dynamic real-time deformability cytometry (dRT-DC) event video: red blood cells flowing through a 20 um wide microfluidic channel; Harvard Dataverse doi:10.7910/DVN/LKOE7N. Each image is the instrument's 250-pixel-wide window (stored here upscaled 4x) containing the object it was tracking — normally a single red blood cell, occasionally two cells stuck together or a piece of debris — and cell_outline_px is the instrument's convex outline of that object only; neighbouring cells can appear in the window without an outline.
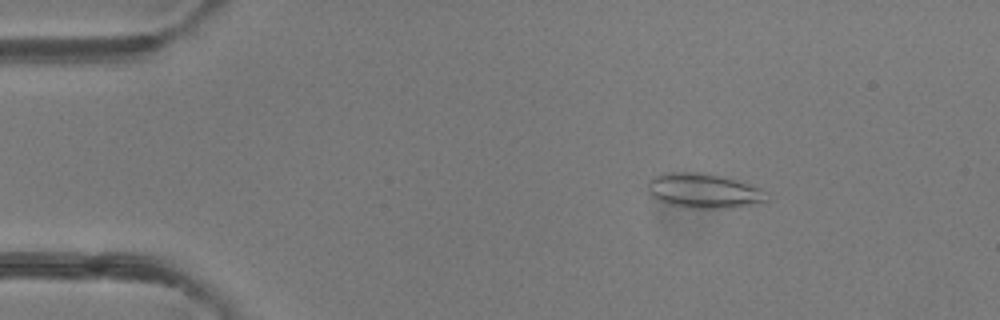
{"species": "common noctule bat (a hibernating species)", "species_latin": "Nyctalus noctula", "temperature_condition": "room temperature", "stored_images_in_passage": 49, "camera_frame_rate_fps": 3000, "um_per_image_px": 0.085, "animal": {"sex": "female"}, "frame": {"image": 1, "passage_image": 8, "time_ms": 2.333, "image_size_px": [1000, 320], "cell_outline_px": [[768, 200], [732, 208], [688, 208], [668, 204], [652, 196], [648, 192], [648, 180], [652, 176], [660, 172], [704, 172], [724, 176], [760, 188]], "centroid_in_image_um": [59.73, 16.19], "position_along_channel_um": 25.3, "area_um2": 24.1}}
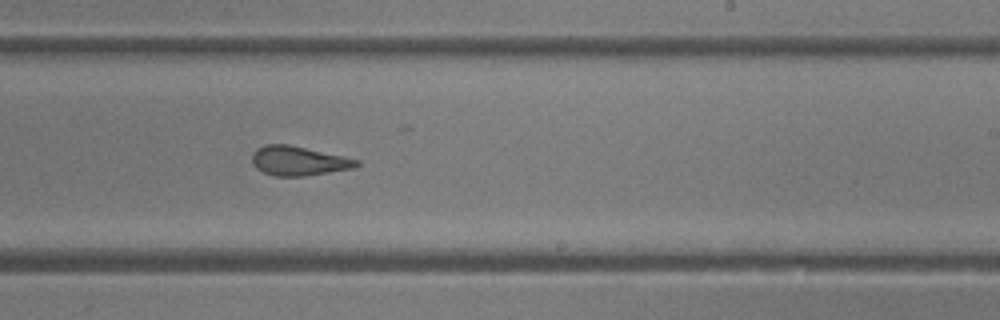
{"frame": {"image": 2, "passage_image": 30, "time_ms": 9.667, "image_size_px": [1000, 320], "cell_outline_px": [[360, 164], [356, 168], [304, 176], [276, 176], [264, 172], [256, 168], [252, 164], [252, 152], [256, 148], [264, 144], [288, 144], [360, 160]], "centroid_in_image_um": [25.36, 13.67], "position_along_channel_um": 263.6, "area_um2": 17.92}}
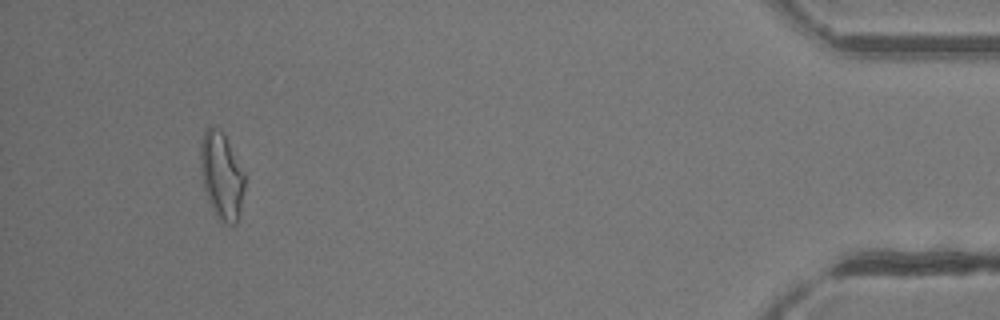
{"frame": {"image": 3, "passage_image": 46, "time_ms": 15.0, "image_size_px": [1000, 320], "cell_outline_px": [[244, 188], [240, 216], [236, 224], [224, 224], [216, 216], [208, 200], [204, 188], [200, 168], [200, 140], [204, 132], [208, 128], [220, 128], [244, 172]], "centroid_in_image_um": [18.83, 14.98], "position_along_channel_um": 416.4, "area_um2": 22.31}, "authors_computed_cell_mechanics": {"area_um2": 19.5942, "velocity_mm_per_s": 4.2086, "shape_relaxation_time_tau1_ms": 7.2819, "shape_relaxation_time_tau2_ms": 1.3275, "deformation_change_tau1": 0.2125, "deformation_change_tau2": 0.1033}}